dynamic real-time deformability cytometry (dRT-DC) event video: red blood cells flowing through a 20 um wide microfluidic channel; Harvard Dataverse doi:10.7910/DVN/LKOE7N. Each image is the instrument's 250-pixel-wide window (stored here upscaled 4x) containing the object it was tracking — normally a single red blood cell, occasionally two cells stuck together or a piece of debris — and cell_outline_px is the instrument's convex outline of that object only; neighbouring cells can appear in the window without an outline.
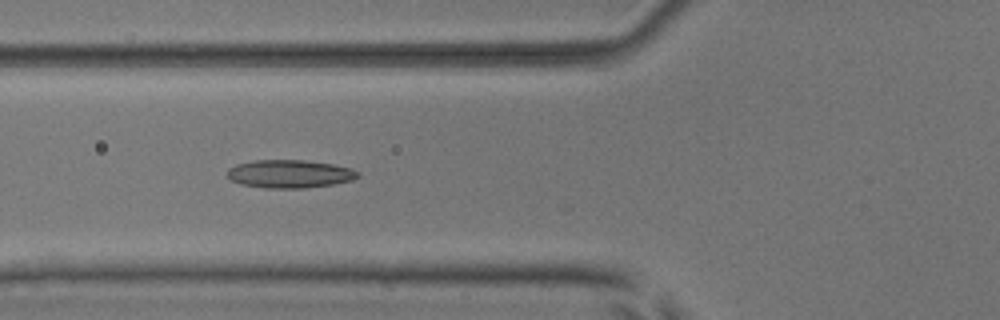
{"species": "common noctule bat (a hibernating species)", "species_latin": "Nyctalus noctula", "temperature_condition": "room temperature", "stored_images_in_passage": 25, "camera_frame_rate_fps": 3000, "um_per_image_px": 0.085, "animal": {"sex": "male", "body_mass_g": 17.9, "forearm_length_mm": 54.2}, "frame": {"image": 1, "passage_image": 21, "time_ms": 6.667, "image_size_px": [1000, 320], "cell_outline_px": [[360, 176], [352, 180], [332, 184], [304, 188], [264, 188], [240, 184], [232, 180], [228, 176], [228, 168], [236, 164], [252, 160], [304, 160], [332, 164], [352, 168], [360, 172]], "centroid_in_image_um": [24.63, 14.77], "position_along_channel_um": 101.2, "area_um2": 21.44}}
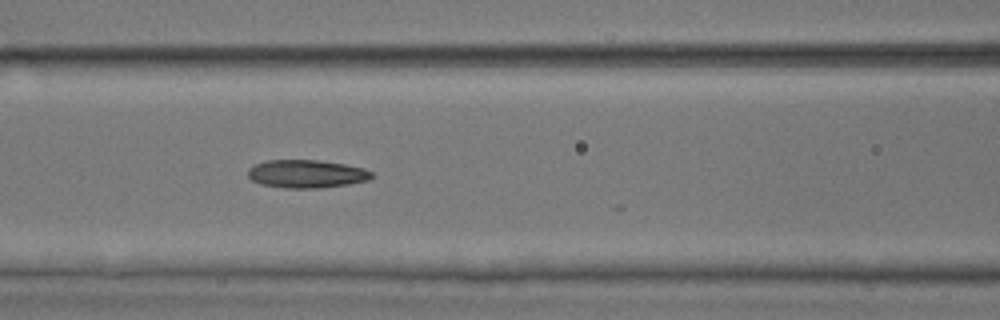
{"frame": {"image": 2, "passage_image": 24, "time_ms": 7.667, "image_size_px": [1000, 320], "cell_outline_px": [[372, 176], [368, 180], [348, 184], [320, 188], [284, 188], [260, 184], [252, 180], [248, 176], [248, 168], [264, 160], [316, 160], [344, 164], [364, 168], [372, 172]], "centroid_in_image_um": [26.03, 14.78], "position_along_channel_um": 140.6, "area_um2": 20.23}}